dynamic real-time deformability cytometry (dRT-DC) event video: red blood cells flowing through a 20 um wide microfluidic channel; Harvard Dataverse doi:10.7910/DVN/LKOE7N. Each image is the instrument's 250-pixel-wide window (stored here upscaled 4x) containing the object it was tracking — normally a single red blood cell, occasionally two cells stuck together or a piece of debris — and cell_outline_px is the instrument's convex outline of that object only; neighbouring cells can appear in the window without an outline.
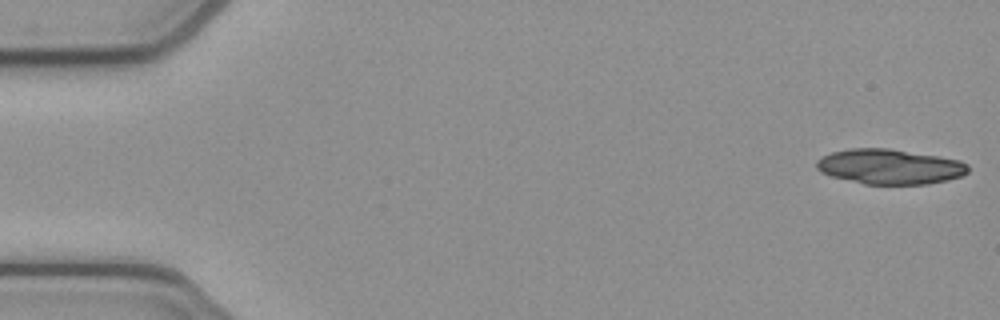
{"species": "common noctule bat (a hibernating species)", "species_latin": "Nyctalus noctula", "temperature_condition": "cold", "stored_images_in_passage": 17, "camera_frame_rate_fps": 3000, "um_per_image_px": 0.085, "animal": {"sex": "female", "body_mass_g": 21.9}, "frame": {"image": 1, "passage_image": 1, "time_ms": 0.0, "image_size_px": [1000, 320], "cell_outline_px": [[968, 172], [960, 176], [948, 180], [928, 184], [864, 184], [832, 176], [820, 172], [816, 168], [816, 160], [832, 152], [852, 148], [888, 148], [940, 156], [960, 160], [968, 164]], "centroid_in_image_um": [75.64, 14.16], "position_along_channel_um": 9.4, "area_um2": 30.98}}